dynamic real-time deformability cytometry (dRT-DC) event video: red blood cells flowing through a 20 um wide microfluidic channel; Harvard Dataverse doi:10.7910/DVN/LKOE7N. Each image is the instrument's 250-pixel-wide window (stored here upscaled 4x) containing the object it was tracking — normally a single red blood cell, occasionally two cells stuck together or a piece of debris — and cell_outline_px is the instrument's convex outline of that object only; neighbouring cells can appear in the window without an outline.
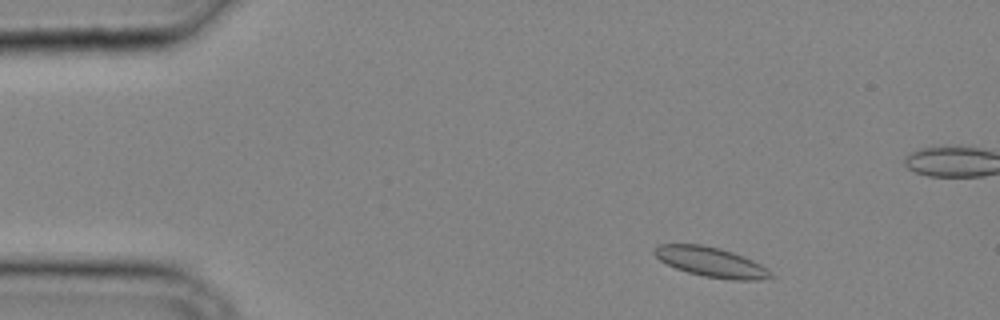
{"species": "common noctule bat (a hibernating species)", "species_latin": "Nyctalus noctula", "temperature_condition": "cold", "stored_images_in_passage": 31, "camera_frame_rate_fps": 3000, "um_per_image_px": 0.085, "animal": {"sex": "male", "body_mass_g": 20.4}, "frame": {"image": 1, "passage_image": 3, "time_ms": 0.667, "image_size_px": [1000, 320], "cell_outline_px": [[776, 276], [756, 280], [732, 280], [704, 276], [688, 272], [676, 268], [660, 260], [652, 252], [660, 244], [700, 244], [720, 248], [744, 256], [768, 268]], "centroid_in_image_um": [60.48, 22.28], "position_along_channel_um": 24.5, "area_um2": 20.11}}
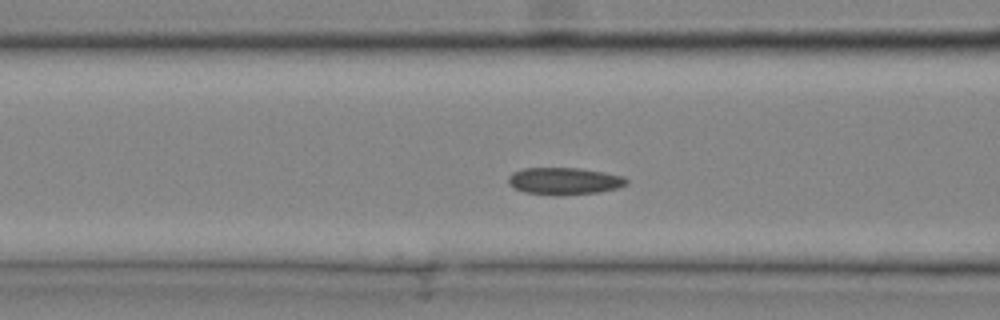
{"frame": {"image": 2, "passage_image": 12, "time_ms": 3.667, "image_size_px": [1000, 320], "cell_outline_px": [[628, 184], [616, 188], [600, 192], [524, 192], [508, 184], [508, 176], [512, 172], [524, 168], [580, 168], [604, 172], [624, 176], [628, 180]], "centroid_in_image_um": [47.99, 15.33], "position_along_channel_um": 118.6, "area_um2": 17.74}}
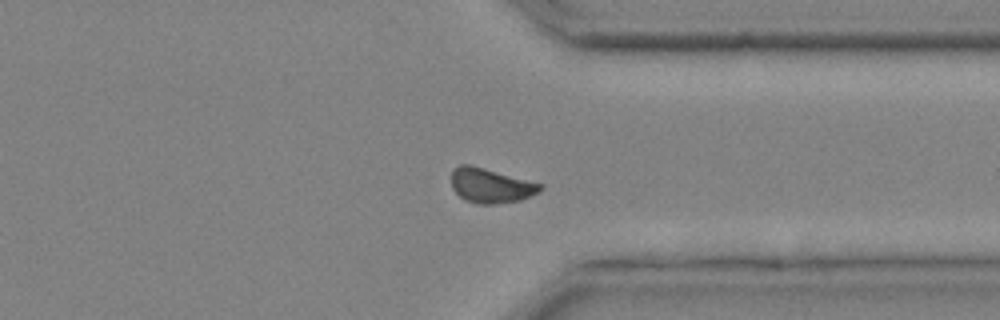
{"frame": {"image": 3, "passage_image": 26, "time_ms": 8.333, "image_size_px": [1000, 320], "cell_outline_px": [[544, 188], [540, 192], [520, 200], [492, 204], [476, 204], [464, 200], [452, 188], [452, 172], [460, 164], [468, 164], [484, 168], [544, 184]], "centroid_in_image_um": [41.74, 15.78], "position_along_channel_um": 369.7, "area_um2": 17.92}}